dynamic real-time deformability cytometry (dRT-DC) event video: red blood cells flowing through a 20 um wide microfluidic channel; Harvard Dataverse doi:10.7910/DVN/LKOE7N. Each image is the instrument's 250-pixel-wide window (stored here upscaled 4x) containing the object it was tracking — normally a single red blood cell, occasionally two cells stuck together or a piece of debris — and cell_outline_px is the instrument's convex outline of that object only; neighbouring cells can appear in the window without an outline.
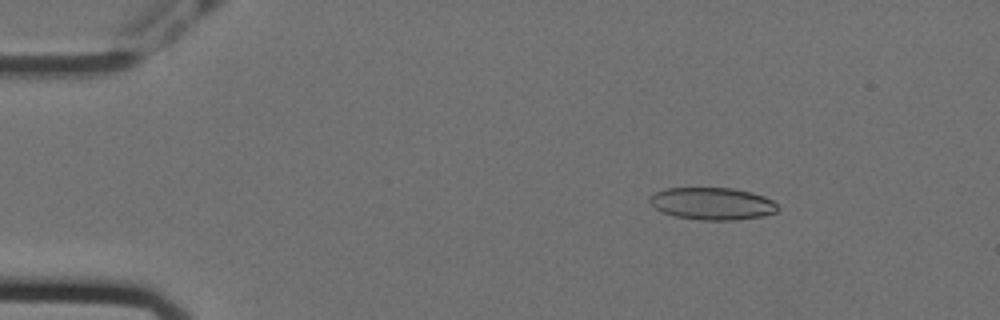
{"species": "Egyptian fruit bat (a non-hibernating species)", "species_latin": "Rousettus aegyptiacus", "temperature_condition": "cold", "stored_images_in_passage": 56, "camera_frame_rate_fps": 3000, "um_per_image_px": 0.085, "animal": {"sex": "female"}, "frame": {"image": 1, "passage_image": 8, "time_ms": 2.333, "image_size_px": [1000, 320], "cell_outline_px": [[780, 208], [776, 212], [764, 216], [736, 220], [700, 220], [676, 216], [664, 212], [656, 208], [648, 200], [648, 196], [656, 192], [668, 188], [732, 188], [752, 192], [764, 196], [772, 200]], "centroid_in_image_um": [60.58, 17.31], "position_along_channel_um": 24.4, "area_um2": 24.1}}
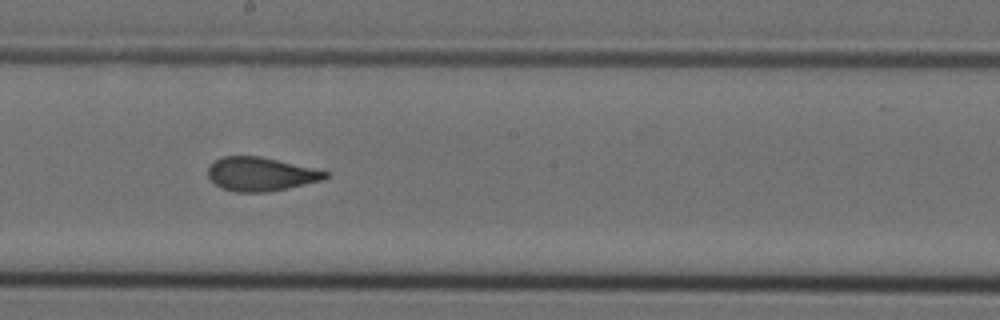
{"frame": {"image": 2, "passage_image": 31, "time_ms": 10.0, "image_size_px": [1000, 320], "cell_outline_px": [[328, 176], [324, 180], [288, 188], [268, 192], [236, 192], [224, 188], [216, 184], [208, 176], [208, 164], [224, 156], [260, 156], [312, 168], [328, 172]], "centroid_in_image_um": [22.15, 14.8], "position_along_channel_um": 226.0, "area_um2": 22.89}}
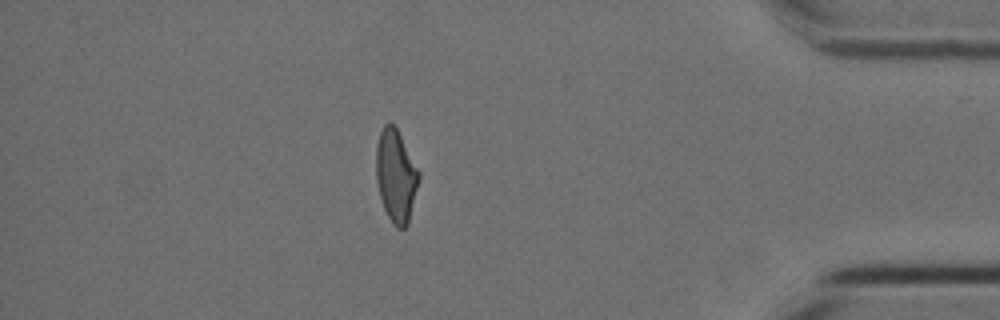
{"frame": {"image": 3, "passage_image": 49, "time_ms": 16.0, "image_size_px": [1000, 320], "cell_outline_px": [[420, 176], [408, 224], [404, 228], [396, 228], [392, 224], [384, 208], [380, 196], [376, 180], [376, 144], [380, 132], [384, 124], [392, 124], [396, 128], [420, 172]], "centroid_in_image_um": [33.64, 14.97], "position_along_channel_um": 401.6, "area_um2": 22.83}, "authors_computed_cell_mechanics": {"area_um2": 23.8425, "velocity_mm_per_s": 3.5633, "shape_relaxation_time_tau1_ms": 8.7683, "shape_relaxation_time_tau2_ms": 1.3258, "deformation_change_tau1": 0.2047, "deformation_change_tau2": 0.0711}}